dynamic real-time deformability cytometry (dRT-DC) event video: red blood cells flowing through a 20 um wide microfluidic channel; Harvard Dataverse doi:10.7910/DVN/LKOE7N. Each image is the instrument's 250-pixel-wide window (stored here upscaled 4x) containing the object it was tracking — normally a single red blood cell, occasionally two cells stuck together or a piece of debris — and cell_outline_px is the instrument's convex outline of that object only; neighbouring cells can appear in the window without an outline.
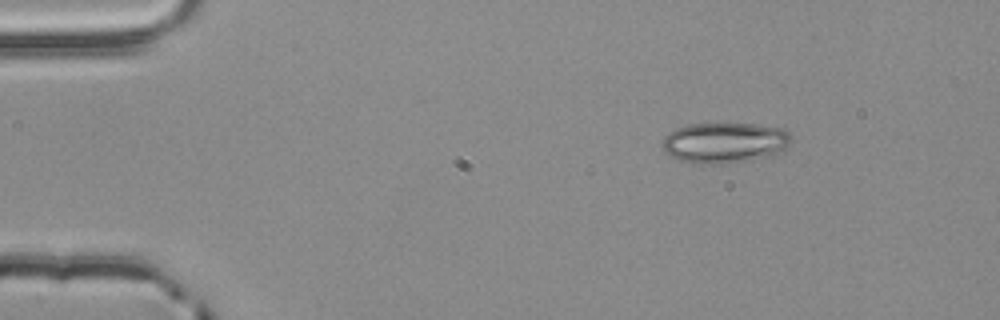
{"species": "common noctule bat (a hibernating species)", "species_latin": "Nyctalus noctula", "temperature_condition": "room temperature", "stored_images_in_passage": 2, "camera_frame_rate_fps": 3000, "um_per_image_px": 0.085, "animal": {"sex": "male", "body_mass_g": 20.4}, "frame": {"image": 1, "passage_image": 2, "time_ms": 0.333, "image_size_px": [1000, 320], "cell_outline_px": [[792, 140], [784, 148], [776, 152], [764, 156], [748, 160], [712, 164], [692, 164], [676, 160], [668, 156], [664, 152], [664, 136], [668, 132], [676, 128], [688, 124], [756, 124], [784, 128], [792, 136]], "centroid_in_image_um": [61.53, 12.12], "position_along_channel_um": 23.5, "area_um2": 30.4}}